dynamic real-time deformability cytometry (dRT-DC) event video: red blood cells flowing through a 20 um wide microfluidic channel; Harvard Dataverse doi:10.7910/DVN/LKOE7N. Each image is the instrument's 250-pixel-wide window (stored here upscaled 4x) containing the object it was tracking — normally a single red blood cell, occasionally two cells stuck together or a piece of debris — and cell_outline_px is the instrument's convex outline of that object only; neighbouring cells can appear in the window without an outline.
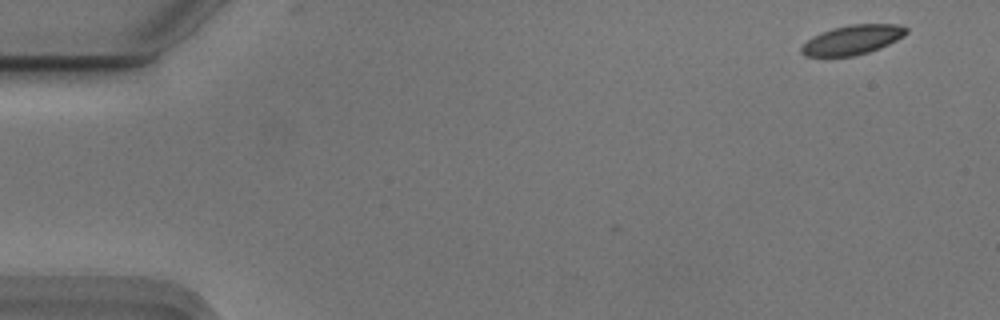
{"species": "Egyptian fruit bat (a non-hibernating species)", "species_latin": "Rousettus aegyptiacus", "temperature_condition": "cold", "stored_images_in_passage": 4, "camera_frame_rate_fps": 3000, "um_per_image_px": 0.085, "animal": {"sex": "male"}, "frame": {"image": 1, "passage_image": 1, "time_ms": 0.0, "image_size_px": [1000, 320], "cell_outline_px": [[908, 32], [904, 36], [880, 48], [868, 52], [852, 56], [804, 56], [800, 52], [800, 48], [812, 36], [832, 28], [852, 24], [900, 24], [908, 28]], "centroid_in_image_um": [72.47, 3.38], "position_along_channel_um": 12.5, "area_um2": 17.98}}